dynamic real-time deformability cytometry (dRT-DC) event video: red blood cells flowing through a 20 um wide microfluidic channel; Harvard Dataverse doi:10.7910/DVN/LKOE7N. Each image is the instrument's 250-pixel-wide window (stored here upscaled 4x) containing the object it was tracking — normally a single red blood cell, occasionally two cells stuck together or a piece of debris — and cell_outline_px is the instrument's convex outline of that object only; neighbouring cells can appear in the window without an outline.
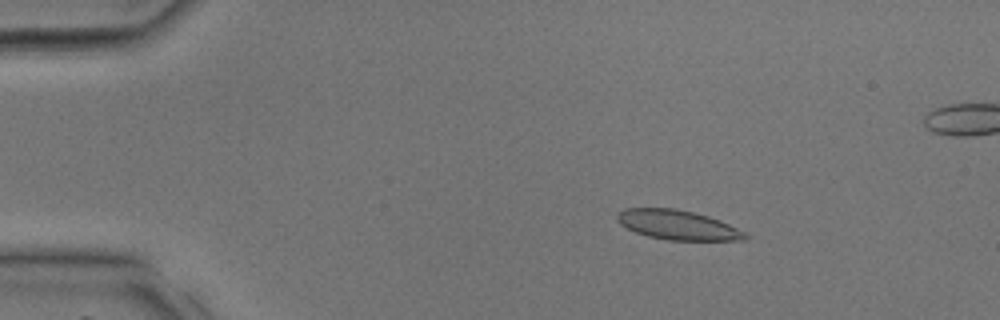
{"species": "common noctule bat (a hibernating species)", "species_latin": "Nyctalus noctula", "temperature_condition": "room temperature", "stored_images_in_passage": 35, "segment_of_instrument_passage": [1, 2], "camera_frame_rate_fps": 3000, "um_per_image_px": 0.085, "animal": {"sex": "male", "body_mass_g": 17.9, "forearm_length_mm": 54.2}, "frame": {"image": 1, "passage_image": 3, "time_ms": 0.667, "image_size_px": [1000, 320], "cell_outline_px": [[748, 236], [744, 240], [668, 240], [648, 236], [636, 232], [620, 224], [616, 220], [616, 212], [624, 208], [676, 208], [708, 216], [720, 220], [744, 232]], "centroid_in_image_um": [57.55, 19.11], "position_along_channel_um": 27.4, "area_um2": 21.96}}
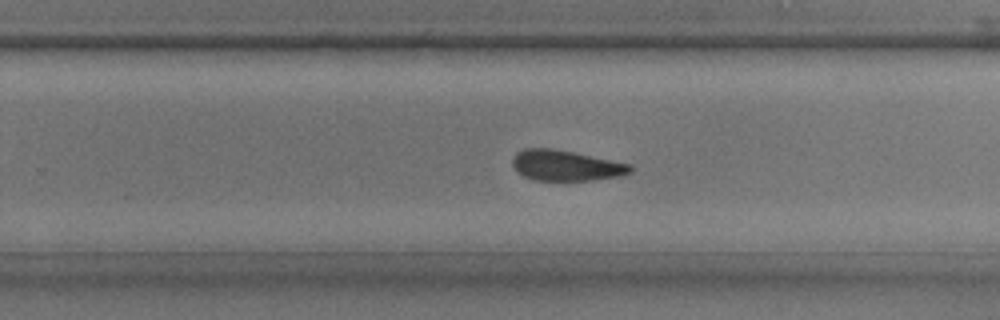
{"frame": {"image": 2, "passage_image": 21, "time_ms": 6.667, "image_size_px": [1000, 320], "cell_outline_px": [[632, 172], [620, 176], [592, 180], [532, 180], [516, 172], [512, 164], [512, 156], [516, 152], [524, 148], [552, 148], [632, 164]], "centroid_in_image_um": [48.06, 14.07], "position_along_channel_um": 281.7, "area_um2": 21.1}}
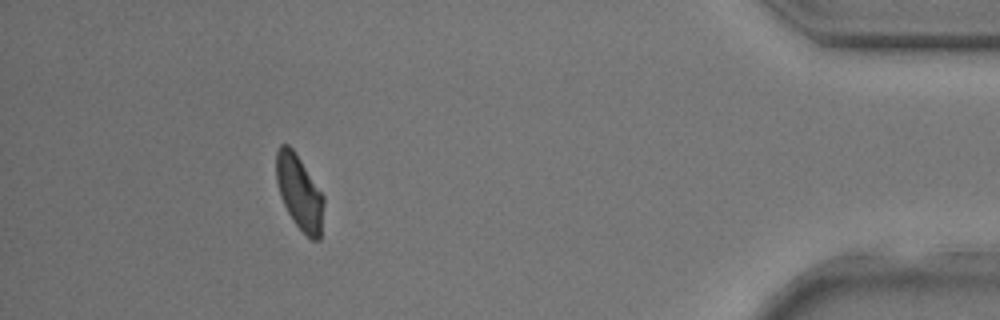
{"frame": {"image": 3, "passage_image": 31, "time_ms": 10.0, "image_size_px": [1000, 320], "cell_outline_px": [[324, 204], [320, 240], [312, 240], [292, 220], [280, 196], [276, 180], [276, 152], [280, 144], [288, 144], [292, 148], [324, 196]], "centroid_in_image_um": [25.44, 16.35], "position_along_channel_um": 409.8, "area_um2": 20.4}}